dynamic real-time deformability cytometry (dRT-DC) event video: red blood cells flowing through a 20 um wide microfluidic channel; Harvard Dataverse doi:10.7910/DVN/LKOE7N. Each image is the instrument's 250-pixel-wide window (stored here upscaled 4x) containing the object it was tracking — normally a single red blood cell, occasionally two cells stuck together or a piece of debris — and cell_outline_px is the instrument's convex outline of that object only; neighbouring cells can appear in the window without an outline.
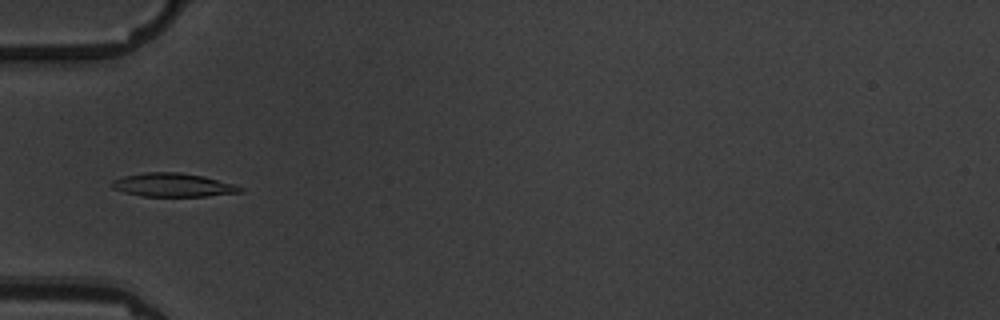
{"species": "common noctule bat (a hibernating species)", "species_latin": "Nyctalus noctula", "temperature_condition": "warm", "stored_images_in_passage": 6, "camera_frame_rate_fps": 3000, "um_per_image_px": 0.085, "animal": {"sex": "male", "body_mass_g": 19.5, "forearm_length_mm": 54.6}, "frame": {"image": 1, "passage_image": 6, "time_ms": 5.667, "image_size_px": [1000, 320], "cell_outline_px": [[244, 192], [204, 196], [144, 196], [124, 192], [112, 188], [112, 180], [124, 176], [144, 172], [180, 172], [204, 176], [232, 184], [244, 188]], "centroid_in_image_um": [14.7, 15.72], "position_along_channel_um": 70.3, "area_um2": 17.51}}